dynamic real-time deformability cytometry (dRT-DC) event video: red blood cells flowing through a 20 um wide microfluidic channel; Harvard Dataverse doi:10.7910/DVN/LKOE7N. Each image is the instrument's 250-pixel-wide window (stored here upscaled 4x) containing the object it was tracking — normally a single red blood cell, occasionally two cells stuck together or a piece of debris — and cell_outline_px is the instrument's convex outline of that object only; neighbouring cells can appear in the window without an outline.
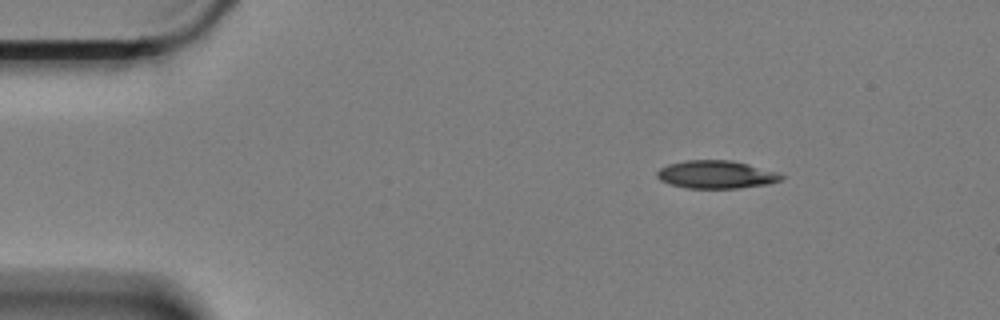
{"species": "Egyptian fruit bat (a non-hibernating species)", "species_latin": "Rousettus aegyptiacus", "temperature_condition": "cold", "stored_images_in_passage": 10, "camera_frame_rate_fps": 3000, "um_per_image_px": 0.085, "animal": {"sex": "female"}, "frame": {"image": 1, "passage_image": 1, "time_ms": 0.0, "image_size_px": [1000, 320], "cell_outline_px": [[784, 176], [780, 180], [768, 184], [736, 188], [688, 188], [672, 184], [660, 180], [656, 176], [656, 172], [660, 168], [668, 164], [684, 160], [732, 160], [748, 164], [776, 172]], "centroid_in_image_um": [60.84, 14.82], "position_along_channel_um": 24.2, "area_um2": 20.06}}
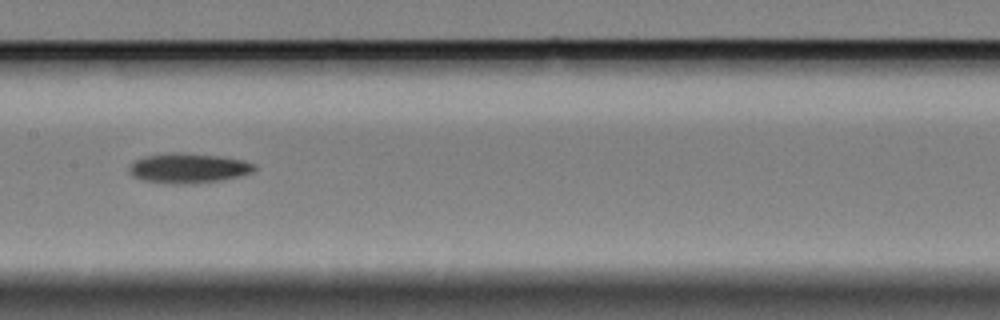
{"frame": {"image": 2, "passage_image": 7, "time_ms": 2.0, "image_size_px": [1000, 320], "cell_outline_px": [[256, 168], [252, 172], [220, 180], [192, 184], [172, 184], [144, 180], [132, 176], [128, 172], [128, 168], [136, 160], [144, 156], [172, 152], [176, 152], [220, 156], [244, 160], [256, 164]], "centroid_in_image_um": [15.99, 14.29], "position_along_channel_um": 191.4, "area_um2": 21.73}}
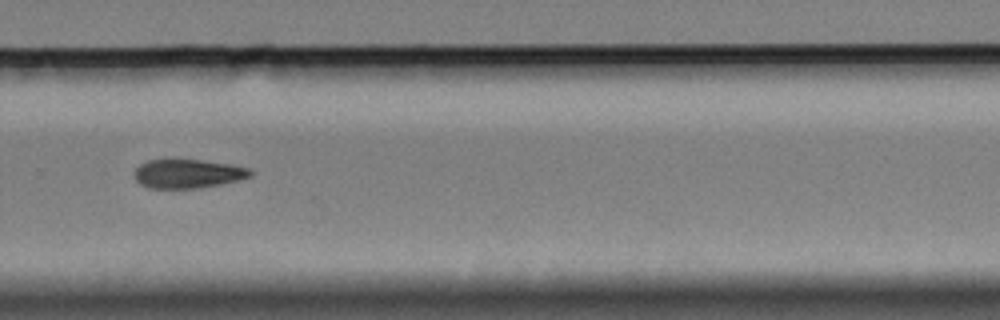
{"frame": {"image": 3, "passage_image": 10, "time_ms": 3.0, "image_size_px": [1000, 320], "cell_outline_px": [[252, 176], [224, 184], [200, 188], [148, 188], [140, 184], [136, 180], [136, 168], [140, 164], [148, 160], [164, 156], [200, 160], [232, 164], [248, 168], [252, 172]], "centroid_in_image_um": [15.94, 14.72], "position_along_channel_um": 313.9, "area_um2": 20.23}}